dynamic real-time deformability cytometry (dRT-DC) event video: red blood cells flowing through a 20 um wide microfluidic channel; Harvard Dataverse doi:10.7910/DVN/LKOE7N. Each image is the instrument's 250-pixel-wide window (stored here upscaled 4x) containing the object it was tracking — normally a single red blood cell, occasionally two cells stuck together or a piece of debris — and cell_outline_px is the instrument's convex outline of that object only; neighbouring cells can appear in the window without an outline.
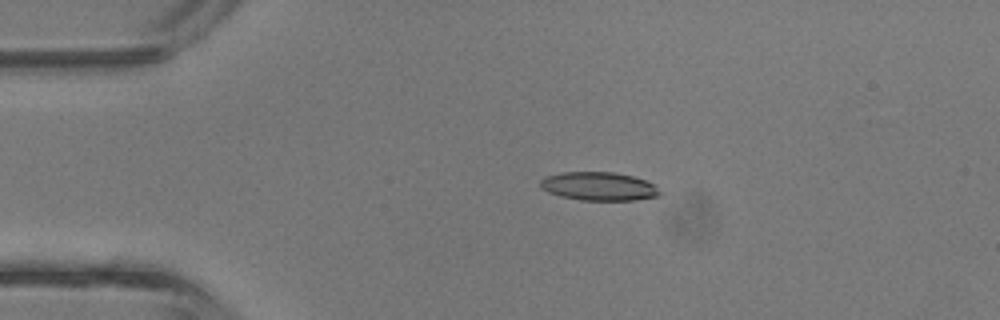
{"species": "common noctule bat (a hibernating species)", "species_latin": "Nyctalus noctula", "temperature_condition": "room temperature", "stored_images_in_passage": 31, "camera_frame_rate_fps": 3000, "um_per_image_px": 0.085, "animal": {"sex": "male", "body_mass_g": 13.3}, "frame": {"image": 1, "passage_image": 3, "time_ms": 0.667, "image_size_px": [1000, 320], "cell_outline_px": [[660, 196], [636, 200], [580, 200], [560, 196], [548, 192], [540, 184], [540, 180], [544, 176], [560, 172], [616, 172], [632, 176], [656, 184], [660, 192]], "centroid_in_image_um": [50.91, 15.83], "position_along_channel_um": 34.1, "area_um2": 19.94}}
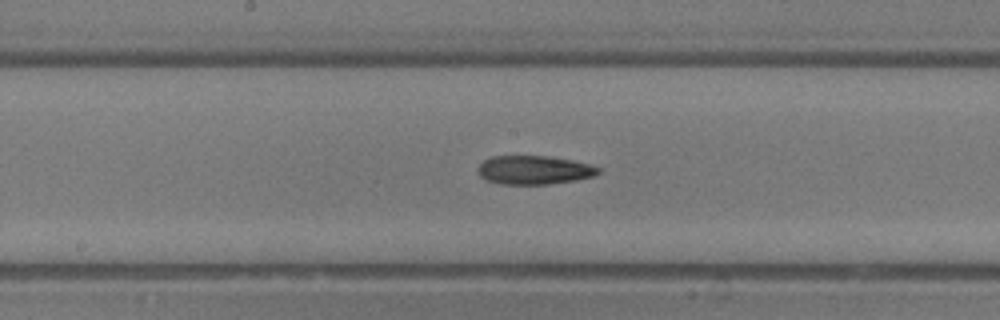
{"frame": {"image": 2, "passage_image": 16, "time_ms": 5.0, "image_size_px": [1000, 320], "cell_outline_px": [[600, 172], [596, 176], [576, 180], [548, 184], [500, 184], [484, 180], [476, 172], [476, 168], [484, 160], [492, 156], [548, 156], [572, 160], [588, 164], [600, 168]], "centroid_in_image_um": [45.36, 14.45], "position_along_channel_um": 202.8, "area_um2": 20.35}}
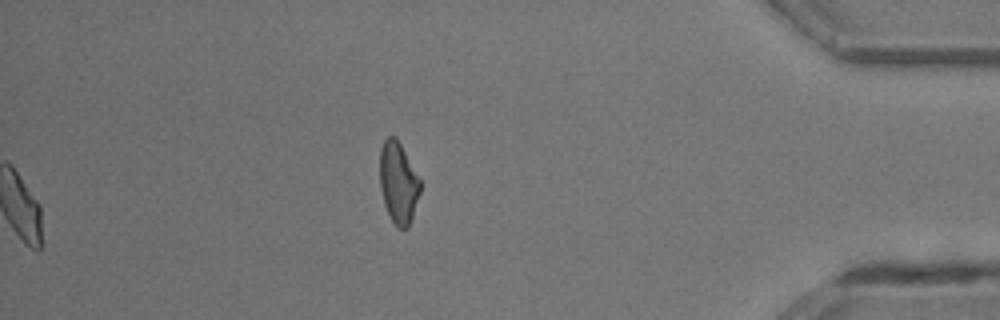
{"frame": {"image": 3, "passage_image": 31, "time_ms": 10.0, "image_size_px": [1000, 320], "cell_outline_px": [[420, 192], [408, 228], [400, 228], [392, 220], [384, 204], [380, 188], [380, 148], [384, 140], [388, 136], [396, 136], [420, 180]], "centroid_in_image_um": [33.84, 15.5], "position_along_channel_um": 401.4, "area_um2": 18.84}, "authors_computed_cell_mechanics": {"area_um2": 19.941, "velocity_mm_per_s": 4.8429, "shape_relaxation_time_tau1_ms": 6.0527, "shape_relaxation_time_tau2_ms": null, "deformation_change_tau1": 0.2051, "deformation_change_tau2": null}}